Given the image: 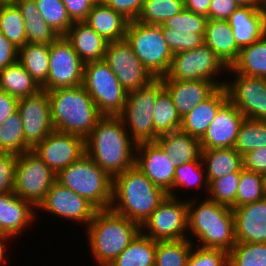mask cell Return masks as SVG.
Listing matches in <instances>:
<instances>
[{"label":"cell","mask_w":266,"mask_h":266,"mask_svg":"<svg viewBox=\"0 0 266 266\" xmlns=\"http://www.w3.org/2000/svg\"><path fill=\"white\" fill-rule=\"evenodd\" d=\"M136 146L118 116H103L85 138L86 154L112 178L135 165Z\"/></svg>","instance_id":"1"},{"label":"cell","mask_w":266,"mask_h":266,"mask_svg":"<svg viewBox=\"0 0 266 266\" xmlns=\"http://www.w3.org/2000/svg\"><path fill=\"white\" fill-rule=\"evenodd\" d=\"M204 198L196 196L187 199L188 239L193 245L202 248L229 252L237 243L233 210L207 197Z\"/></svg>","instance_id":"2"},{"label":"cell","mask_w":266,"mask_h":266,"mask_svg":"<svg viewBox=\"0 0 266 266\" xmlns=\"http://www.w3.org/2000/svg\"><path fill=\"white\" fill-rule=\"evenodd\" d=\"M167 196L134 165L113 177L110 209L142 226Z\"/></svg>","instance_id":"3"},{"label":"cell","mask_w":266,"mask_h":266,"mask_svg":"<svg viewBox=\"0 0 266 266\" xmlns=\"http://www.w3.org/2000/svg\"><path fill=\"white\" fill-rule=\"evenodd\" d=\"M91 256L98 266H109L141 232V226L111 209L97 210L84 228Z\"/></svg>","instance_id":"4"},{"label":"cell","mask_w":266,"mask_h":266,"mask_svg":"<svg viewBox=\"0 0 266 266\" xmlns=\"http://www.w3.org/2000/svg\"><path fill=\"white\" fill-rule=\"evenodd\" d=\"M54 130L84 139L103 115L82 85L47 91Z\"/></svg>","instance_id":"5"},{"label":"cell","mask_w":266,"mask_h":266,"mask_svg":"<svg viewBox=\"0 0 266 266\" xmlns=\"http://www.w3.org/2000/svg\"><path fill=\"white\" fill-rule=\"evenodd\" d=\"M56 181L87 199L98 210L111 207L113 178L87 154L61 169Z\"/></svg>","instance_id":"6"},{"label":"cell","mask_w":266,"mask_h":266,"mask_svg":"<svg viewBox=\"0 0 266 266\" xmlns=\"http://www.w3.org/2000/svg\"><path fill=\"white\" fill-rule=\"evenodd\" d=\"M164 89L161 78H155L140 89L129 91L122 112V120L131 139L136 143L156 142L153 113L159 93Z\"/></svg>","instance_id":"7"},{"label":"cell","mask_w":266,"mask_h":266,"mask_svg":"<svg viewBox=\"0 0 266 266\" xmlns=\"http://www.w3.org/2000/svg\"><path fill=\"white\" fill-rule=\"evenodd\" d=\"M125 39L154 78L166 75L173 53L162 35L161 25L129 21Z\"/></svg>","instance_id":"8"},{"label":"cell","mask_w":266,"mask_h":266,"mask_svg":"<svg viewBox=\"0 0 266 266\" xmlns=\"http://www.w3.org/2000/svg\"><path fill=\"white\" fill-rule=\"evenodd\" d=\"M82 86L103 116L122 112L128 92L104 60L84 64Z\"/></svg>","instance_id":"9"},{"label":"cell","mask_w":266,"mask_h":266,"mask_svg":"<svg viewBox=\"0 0 266 266\" xmlns=\"http://www.w3.org/2000/svg\"><path fill=\"white\" fill-rule=\"evenodd\" d=\"M227 69L215 53L203 44L195 49L174 54L168 72L161 79L208 80L222 87L227 80H222L219 76H225Z\"/></svg>","instance_id":"10"},{"label":"cell","mask_w":266,"mask_h":266,"mask_svg":"<svg viewBox=\"0 0 266 266\" xmlns=\"http://www.w3.org/2000/svg\"><path fill=\"white\" fill-rule=\"evenodd\" d=\"M154 241L188 239L187 199L168 195L141 226Z\"/></svg>","instance_id":"11"},{"label":"cell","mask_w":266,"mask_h":266,"mask_svg":"<svg viewBox=\"0 0 266 266\" xmlns=\"http://www.w3.org/2000/svg\"><path fill=\"white\" fill-rule=\"evenodd\" d=\"M55 181L56 174L33 150L18 155L13 190L17 196L37 208Z\"/></svg>","instance_id":"12"},{"label":"cell","mask_w":266,"mask_h":266,"mask_svg":"<svg viewBox=\"0 0 266 266\" xmlns=\"http://www.w3.org/2000/svg\"><path fill=\"white\" fill-rule=\"evenodd\" d=\"M49 60L47 82L42 89L51 91L82 85L84 63L64 36H59L50 44Z\"/></svg>","instance_id":"13"},{"label":"cell","mask_w":266,"mask_h":266,"mask_svg":"<svg viewBox=\"0 0 266 266\" xmlns=\"http://www.w3.org/2000/svg\"><path fill=\"white\" fill-rule=\"evenodd\" d=\"M226 73L234 77L227 76L225 83L229 101L245 118L266 121V79L237 74L230 68Z\"/></svg>","instance_id":"14"},{"label":"cell","mask_w":266,"mask_h":266,"mask_svg":"<svg viewBox=\"0 0 266 266\" xmlns=\"http://www.w3.org/2000/svg\"><path fill=\"white\" fill-rule=\"evenodd\" d=\"M104 61L127 92L140 89L155 79L126 39L108 42Z\"/></svg>","instance_id":"15"},{"label":"cell","mask_w":266,"mask_h":266,"mask_svg":"<svg viewBox=\"0 0 266 266\" xmlns=\"http://www.w3.org/2000/svg\"><path fill=\"white\" fill-rule=\"evenodd\" d=\"M39 210L87 227L98 209L84 197L55 181L36 208V213Z\"/></svg>","instance_id":"16"},{"label":"cell","mask_w":266,"mask_h":266,"mask_svg":"<svg viewBox=\"0 0 266 266\" xmlns=\"http://www.w3.org/2000/svg\"><path fill=\"white\" fill-rule=\"evenodd\" d=\"M17 111L22 119L26 144L32 150L54 130L47 91L41 89L19 98Z\"/></svg>","instance_id":"17"},{"label":"cell","mask_w":266,"mask_h":266,"mask_svg":"<svg viewBox=\"0 0 266 266\" xmlns=\"http://www.w3.org/2000/svg\"><path fill=\"white\" fill-rule=\"evenodd\" d=\"M32 150L54 174L67 168L86 154L83 137L57 130H53Z\"/></svg>","instance_id":"18"},{"label":"cell","mask_w":266,"mask_h":266,"mask_svg":"<svg viewBox=\"0 0 266 266\" xmlns=\"http://www.w3.org/2000/svg\"><path fill=\"white\" fill-rule=\"evenodd\" d=\"M135 166L166 193L172 188L175 167L157 142L137 144Z\"/></svg>","instance_id":"19"},{"label":"cell","mask_w":266,"mask_h":266,"mask_svg":"<svg viewBox=\"0 0 266 266\" xmlns=\"http://www.w3.org/2000/svg\"><path fill=\"white\" fill-rule=\"evenodd\" d=\"M245 116L228 100L200 139L202 149L233 148Z\"/></svg>","instance_id":"20"},{"label":"cell","mask_w":266,"mask_h":266,"mask_svg":"<svg viewBox=\"0 0 266 266\" xmlns=\"http://www.w3.org/2000/svg\"><path fill=\"white\" fill-rule=\"evenodd\" d=\"M38 217L40 216L36 214V208L14 192L0 195L1 234L9 236L13 240L16 237L21 238L25 230L29 229V226L32 227L35 221L37 222Z\"/></svg>","instance_id":"21"},{"label":"cell","mask_w":266,"mask_h":266,"mask_svg":"<svg viewBox=\"0 0 266 266\" xmlns=\"http://www.w3.org/2000/svg\"><path fill=\"white\" fill-rule=\"evenodd\" d=\"M232 210L237 243H266V197Z\"/></svg>","instance_id":"22"},{"label":"cell","mask_w":266,"mask_h":266,"mask_svg":"<svg viewBox=\"0 0 266 266\" xmlns=\"http://www.w3.org/2000/svg\"><path fill=\"white\" fill-rule=\"evenodd\" d=\"M181 118L208 99L219 87L208 80L162 79Z\"/></svg>","instance_id":"23"},{"label":"cell","mask_w":266,"mask_h":266,"mask_svg":"<svg viewBox=\"0 0 266 266\" xmlns=\"http://www.w3.org/2000/svg\"><path fill=\"white\" fill-rule=\"evenodd\" d=\"M229 100L225 86L219 87L208 99L196 105L182 117L180 130L201 139L216 117L219 109Z\"/></svg>","instance_id":"24"},{"label":"cell","mask_w":266,"mask_h":266,"mask_svg":"<svg viewBox=\"0 0 266 266\" xmlns=\"http://www.w3.org/2000/svg\"><path fill=\"white\" fill-rule=\"evenodd\" d=\"M237 45H251L266 34V10L239 7L227 20Z\"/></svg>","instance_id":"25"},{"label":"cell","mask_w":266,"mask_h":266,"mask_svg":"<svg viewBox=\"0 0 266 266\" xmlns=\"http://www.w3.org/2000/svg\"><path fill=\"white\" fill-rule=\"evenodd\" d=\"M64 37L84 64L104 60L108 41L84 21L73 22Z\"/></svg>","instance_id":"26"},{"label":"cell","mask_w":266,"mask_h":266,"mask_svg":"<svg viewBox=\"0 0 266 266\" xmlns=\"http://www.w3.org/2000/svg\"><path fill=\"white\" fill-rule=\"evenodd\" d=\"M204 44L215 53L227 68H230L237 60L241 49L235 41L232 28L227 20L208 19Z\"/></svg>","instance_id":"27"},{"label":"cell","mask_w":266,"mask_h":266,"mask_svg":"<svg viewBox=\"0 0 266 266\" xmlns=\"http://www.w3.org/2000/svg\"><path fill=\"white\" fill-rule=\"evenodd\" d=\"M156 142L166 152V155L172 159L175 168L181 164L201 160L200 139L181 130L163 133L157 137Z\"/></svg>","instance_id":"28"},{"label":"cell","mask_w":266,"mask_h":266,"mask_svg":"<svg viewBox=\"0 0 266 266\" xmlns=\"http://www.w3.org/2000/svg\"><path fill=\"white\" fill-rule=\"evenodd\" d=\"M106 41L125 39L129 20L105 3H95L84 21Z\"/></svg>","instance_id":"29"},{"label":"cell","mask_w":266,"mask_h":266,"mask_svg":"<svg viewBox=\"0 0 266 266\" xmlns=\"http://www.w3.org/2000/svg\"><path fill=\"white\" fill-rule=\"evenodd\" d=\"M201 160L208 184L243 169V156L234 148L202 149Z\"/></svg>","instance_id":"30"},{"label":"cell","mask_w":266,"mask_h":266,"mask_svg":"<svg viewBox=\"0 0 266 266\" xmlns=\"http://www.w3.org/2000/svg\"><path fill=\"white\" fill-rule=\"evenodd\" d=\"M22 12L27 43L50 45L59 35L42 19L35 0H13Z\"/></svg>","instance_id":"31"},{"label":"cell","mask_w":266,"mask_h":266,"mask_svg":"<svg viewBox=\"0 0 266 266\" xmlns=\"http://www.w3.org/2000/svg\"><path fill=\"white\" fill-rule=\"evenodd\" d=\"M41 89L18 60L0 70V90L11 96L19 99L35 94Z\"/></svg>","instance_id":"32"},{"label":"cell","mask_w":266,"mask_h":266,"mask_svg":"<svg viewBox=\"0 0 266 266\" xmlns=\"http://www.w3.org/2000/svg\"><path fill=\"white\" fill-rule=\"evenodd\" d=\"M230 69L237 74L266 79V34L251 45L242 47Z\"/></svg>","instance_id":"33"},{"label":"cell","mask_w":266,"mask_h":266,"mask_svg":"<svg viewBox=\"0 0 266 266\" xmlns=\"http://www.w3.org/2000/svg\"><path fill=\"white\" fill-rule=\"evenodd\" d=\"M49 50L50 45L39 43H26L18 49V61L40 87L47 82Z\"/></svg>","instance_id":"34"},{"label":"cell","mask_w":266,"mask_h":266,"mask_svg":"<svg viewBox=\"0 0 266 266\" xmlns=\"http://www.w3.org/2000/svg\"><path fill=\"white\" fill-rule=\"evenodd\" d=\"M157 241L140 232L109 266H155Z\"/></svg>","instance_id":"35"},{"label":"cell","mask_w":266,"mask_h":266,"mask_svg":"<svg viewBox=\"0 0 266 266\" xmlns=\"http://www.w3.org/2000/svg\"><path fill=\"white\" fill-rule=\"evenodd\" d=\"M0 32L18 49L27 43L24 18L14 1H0Z\"/></svg>","instance_id":"36"},{"label":"cell","mask_w":266,"mask_h":266,"mask_svg":"<svg viewBox=\"0 0 266 266\" xmlns=\"http://www.w3.org/2000/svg\"><path fill=\"white\" fill-rule=\"evenodd\" d=\"M203 192H208V182L206 179V173L202 160L192 161L189 163L181 164L175 168L174 182L172 188L167 192V195L174 197H179L176 195L179 193L180 189L188 190L192 188L193 190L201 189ZM186 188V189H185ZM177 191V192H176Z\"/></svg>","instance_id":"37"},{"label":"cell","mask_w":266,"mask_h":266,"mask_svg":"<svg viewBox=\"0 0 266 266\" xmlns=\"http://www.w3.org/2000/svg\"><path fill=\"white\" fill-rule=\"evenodd\" d=\"M153 109L154 130L159 135L180 130L182 118L165 88L159 93Z\"/></svg>","instance_id":"38"},{"label":"cell","mask_w":266,"mask_h":266,"mask_svg":"<svg viewBox=\"0 0 266 266\" xmlns=\"http://www.w3.org/2000/svg\"><path fill=\"white\" fill-rule=\"evenodd\" d=\"M30 150L24 138L21 116L16 111L0 125V152L21 155Z\"/></svg>","instance_id":"39"},{"label":"cell","mask_w":266,"mask_h":266,"mask_svg":"<svg viewBox=\"0 0 266 266\" xmlns=\"http://www.w3.org/2000/svg\"><path fill=\"white\" fill-rule=\"evenodd\" d=\"M262 147H266V121L244 118L233 148L244 156L247 152Z\"/></svg>","instance_id":"40"},{"label":"cell","mask_w":266,"mask_h":266,"mask_svg":"<svg viewBox=\"0 0 266 266\" xmlns=\"http://www.w3.org/2000/svg\"><path fill=\"white\" fill-rule=\"evenodd\" d=\"M183 9L184 0H145L137 21L143 24L162 25Z\"/></svg>","instance_id":"41"},{"label":"cell","mask_w":266,"mask_h":266,"mask_svg":"<svg viewBox=\"0 0 266 266\" xmlns=\"http://www.w3.org/2000/svg\"><path fill=\"white\" fill-rule=\"evenodd\" d=\"M192 246L189 239L157 241L155 266H185Z\"/></svg>","instance_id":"42"},{"label":"cell","mask_w":266,"mask_h":266,"mask_svg":"<svg viewBox=\"0 0 266 266\" xmlns=\"http://www.w3.org/2000/svg\"><path fill=\"white\" fill-rule=\"evenodd\" d=\"M241 172L231 173L224 177L214 179L208 184L206 197L218 204L236 208V195Z\"/></svg>","instance_id":"43"},{"label":"cell","mask_w":266,"mask_h":266,"mask_svg":"<svg viewBox=\"0 0 266 266\" xmlns=\"http://www.w3.org/2000/svg\"><path fill=\"white\" fill-rule=\"evenodd\" d=\"M42 19L59 35L64 36L73 22L62 0H35Z\"/></svg>","instance_id":"44"},{"label":"cell","mask_w":266,"mask_h":266,"mask_svg":"<svg viewBox=\"0 0 266 266\" xmlns=\"http://www.w3.org/2000/svg\"><path fill=\"white\" fill-rule=\"evenodd\" d=\"M228 266H266V243H236L228 252Z\"/></svg>","instance_id":"45"},{"label":"cell","mask_w":266,"mask_h":266,"mask_svg":"<svg viewBox=\"0 0 266 266\" xmlns=\"http://www.w3.org/2000/svg\"><path fill=\"white\" fill-rule=\"evenodd\" d=\"M265 198L263 174L243 168L236 195V207Z\"/></svg>","instance_id":"46"},{"label":"cell","mask_w":266,"mask_h":266,"mask_svg":"<svg viewBox=\"0 0 266 266\" xmlns=\"http://www.w3.org/2000/svg\"><path fill=\"white\" fill-rule=\"evenodd\" d=\"M208 18L183 9L178 14L168 18L162 28H171L172 32L205 33Z\"/></svg>","instance_id":"47"},{"label":"cell","mask_w":266,"mask_h":266,"mask_svg":"<svg viewBox=\"0 0 266 266\" xmlns=\"http://www.w3.org/2000/svg\"><path fill=\"white\" fill-rule=\"evenodd\" d=\"M205 33L172 32L171 28H162V35L172 51L177 52L192 50L204 44Z\"/></svg>","instance_id":"48"},{"label":"cell","mask_w":266,"mask_h":266,"mask_svg":"<svg viewBox=\"0 0 266 266\" xmlns=\"http://www.w3.org/2000/svg\"><path fill=\"white\" fill-rule=\"evenodd\" d=\"M185 266H228V252L193 245Z\"/></svg>","instance_id":"49"},{"label":"cell","mask_w":266,"mask_h":266,"mask_svg":"<svg viewBox=\"0 0 266 266\" xmlns=\"http://www.w3.org/2000/svg\"><path fill=\"white\" fill-rule=\"evenodd\" d=\"M18 155L0 152V195L13 192Z\"/></svg>","instance_id":"50"},{"label":"cell","mask_w":266,"mask_h":266,"mask_svg":"<svg viewBox=\"0 0 266 266\" xmlns=\"http://www.w3.org/2000/svg\"><path fill=\"white\" fill-rule=\"evenodd\" d=\"M145 0H106L114 11L122 14L129 21L137 20Z\"/></svg>","instance_id":"51"},{"label":"cell","mask_w":266,"mask_h":266,"mask_svg":"<svg viewBox=\"0 0 266 266\" xmlns=\"http://www.w3.org/2000/svg\"><path fill=\"white\" fill-rule=\"evenodd\" d=\"M69 18L72 22L85 21L92 6L95 4L92 0H62Z\"/></svg>","instance_id":"52"},{"label":"cell","mask_w":266,"mask_h":266,"mask_svg":"<svg viewBox=\"0 0 266 266\" xmlns=\"http://www.w3.org/2000/svg\"><path fill=\"white\" fill-rule=\"evenodd\" d=\"M238 8L239 5L235 0H212L208 19L228 20Z\"/></svg>","instance_id":"53"},{"label":"cell","mask_w":266,"mask_h":266,"mask_svg":"<svg viewBox=\"0 0 266 266\" xmlns=\"http://www.w3.org/2000/svg\"><path fill=\"white\" fill-rule=\"evenodd\" d=\"M243 168L261 174L266 173V147L254 149L243 156Z\"/></svg>","instance_id":"54"},{"label":"cell","mask_w":266,"mask_h":266,"mask_svg":"<svg viewBox=\"0 0 266 266\" xmlns=\"http://www.w3.org/2000/svg\"><path fill=\"white\" fill-rule=\"evenodd\" d=\"M18 60V48H16L0 32V70Z\"/></svg>","instance_id":"55"},{"label":"cell","mask_w":266,"mask_h":266,"mask_svg":"<svg viewBox=\"0 0 266 266\" xmlns=\"http://www.w3.org/2000/svg\"><path fill=\"white\" fill-rule=\"evenodd\" d=\"M18 98L0 90V125L17 111Z\"/></svg>","instance_id":"56"},{"label":"cell","mask_w":266,"mask_h":266,"mask_svg":"<svg viewBox=\"0 0 266 266\" xmlns=\"http://www.w3.org/2000/svg\"><path fill=\"white\" fill-rule=\"evenodd\" d=\"M211 1L212 0H184L185 9L208 18Z\"/></svg>","instance_id":"57"},{"label":"cell","mask_w":266,"mask_h":266,"mask_svg":"<svg viewBox=\"0 0 266 266\" xmlns=\"http://www.w3.org/2000/svg\"><path fill=\"white\" fill-rule=\"evenodd\" d=\"M12 240L11 237L1 234L0 233V266H4L3 264H8L9 259L7 260V248H9L7 246V243H9V241ZM7 260V261H6Z\"/></svg>","instance_id":"58"},{"label":"cell","mask_w":266,"mask_h":266,"mask_svg":"<svg viewBox=\"0 0 266 266\" xmlns=\"http://www.w3.org/2000/svg\"><path fill=\"white\" fill-rule=\"evenodd\" d=\"M239 7L259 8L258 0H235Z\"/></svg>","instance_id":"59"},{"label":"cell","mask_w":266,"mask_h":266,"mask_svg":"<svg viewBox=\"0 0 266 266\" xmlns=\"http://www.w3.org/2000/svg\"><path fill=\"white\" fill-rule=\"evenodd\" d=\"M258 3H259V9L266 10V0H258Z\"/></svg>","instance_id":"60"},{"label":"cell","mask_w":266,"mask_h":266,"mask_svg":"<svg viewBox=\"0 0 266 266\" xmlns=\"http://www.w3.org/2000/svg\"><path fill=\"white\" fill-rule=\"evenodd\" d=\"M263 179H264V193H265V197H266V173L263 174Z\"/></svg>","instance_id":"61"},{"label":"cell","mask_w":266,"mask_h":266,"mask_svg":"<svg viewBox=\"0 0 266 266\" xmlns=\"http://www.w3.org/2000/svg\"><path fill=\"white\" fill-rule=\"evenodd\" d=\"M94 3H104L106 0H92Z\"/></svg>","instance_id":"62"}]
</instances>
